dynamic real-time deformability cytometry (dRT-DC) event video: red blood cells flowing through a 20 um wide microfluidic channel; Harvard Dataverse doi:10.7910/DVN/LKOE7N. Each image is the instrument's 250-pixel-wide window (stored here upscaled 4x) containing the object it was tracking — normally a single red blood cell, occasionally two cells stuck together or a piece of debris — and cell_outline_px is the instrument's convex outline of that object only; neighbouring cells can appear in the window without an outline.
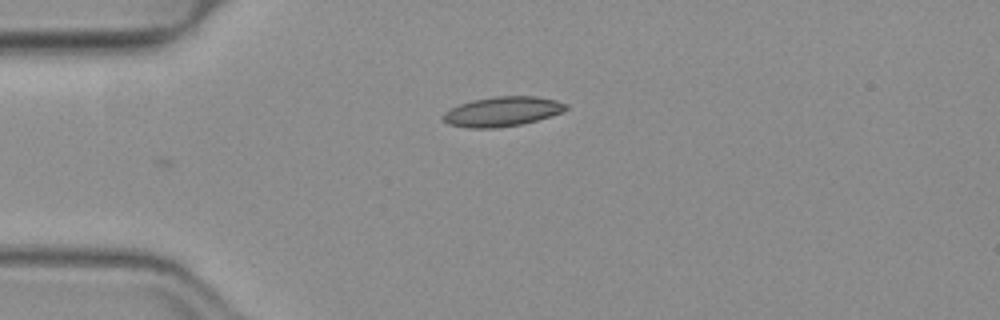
{"species": "common noctule bat (a hibernating species)", "species_latin": "Nyctalus noctula", "temperature_condition": "warm", "stored_images_in_passage": 4, "camera_frame_rate_fps": 3000, "um_per_image_px": 0.085, "animal": {"sex": "female", "body_mass_g": 19.3, "forearm_length_mm": 54.1}, "frame": {"image": 1, "passage_image": 1, "time_ms": 0.0, "image_size_px": [1000, 320], "cell_outline_px": [[568, 108], [564, 112], [536, 120], [520, 124], [496, 128], [468, 128], [448, 124], [440, 116], [444, 112], [460, 104], [472, 100], [496, 96], [536, 96], [556, 100], [568, 104]], "centroid_in_image_um": [42.7, 9.48], "position_along_channel_um": 42.3, "area_um2": 21.27}}